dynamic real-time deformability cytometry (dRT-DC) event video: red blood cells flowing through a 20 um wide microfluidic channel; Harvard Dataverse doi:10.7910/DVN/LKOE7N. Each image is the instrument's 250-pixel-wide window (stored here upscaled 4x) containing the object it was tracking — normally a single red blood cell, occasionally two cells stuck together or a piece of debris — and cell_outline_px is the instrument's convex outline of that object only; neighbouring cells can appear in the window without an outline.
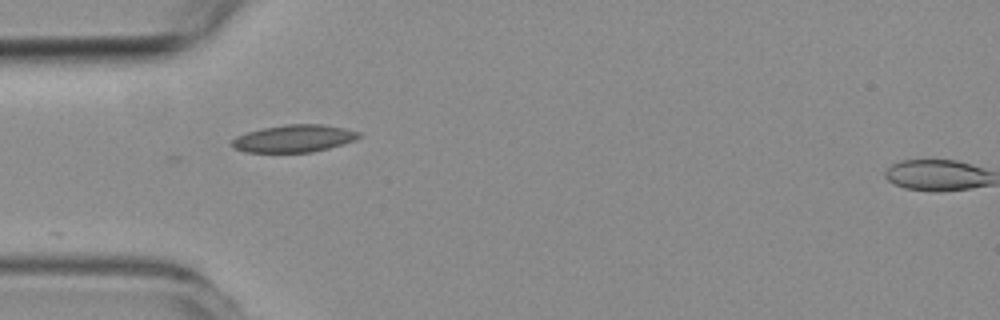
{"species": "common noctule bat (a hibernating species)", "species_latin": "Nyctalus noctula", "temperature_condition": "room temperature", "stored_images_in_passage": 11, "camera_frame_rate_fps": 3000, "um_per_image_px": 0.085, "animal": {"sex": "female", "body_mass_g": 19.3, "forearm_length_mm": 54.1}, "frame": {"image": 1, "passage_image": 1, "time_ms": 0.0, "image_size_px": [1000, 320], "cell_outline_px": [[360, 136], [356, 140], [328, 148], [312, 152], [244, 152], [232, 148], [232, 140], [236, 136], [248, 132], [264, 128], [288, 124], [320, 124], [344, 128], [360, 132]], "centroid_in_image_um": [24.98, 11.78], "position_along_channel_um": 60.0, "area_um2": 20.11}}
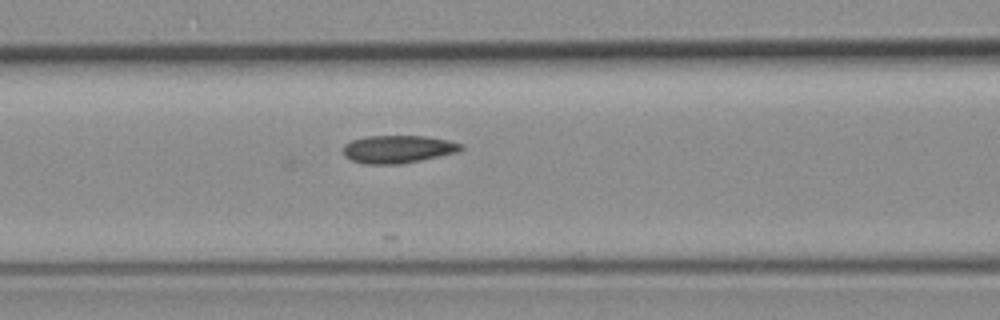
{"frame": {"image": 2, "passage_image": 7, "time_ms": 2.0, "image_size_px": [1000, 320], "cell_outline_px": [[464, 148], [460, 152], [400, 164], [364, 164], [352, 160], [344, 156], [344, 144], [352, 140], [368, 136], [424, 136], [448, 140], [460, 144]], "centroid_in_image_um": [33.83, 12.68], "position_along_channel_um": 132.8, "area_um2": 19.02}}
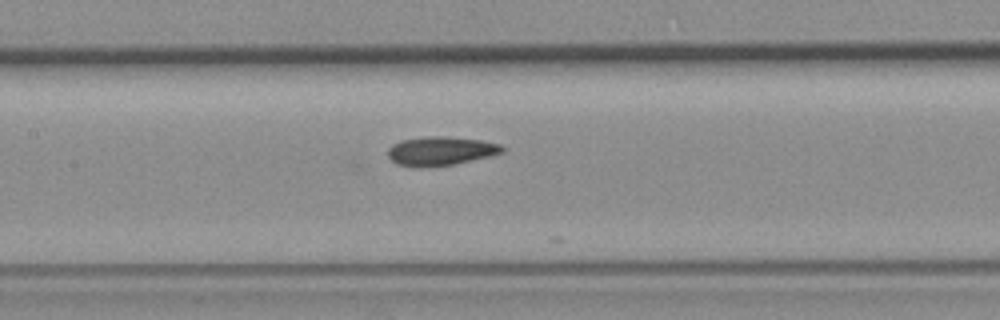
{"frame": {"image": 3, "passage_image": 10, "time_ms": 3.0, "image_size_px": [1000, 320], "cell_outline_px": [[504, 152], [492, 156], [452, 164], [420, 168], [396, 164], [388, 156], [388, 148], [392, 144], [400, 140], [428, 136], [448, 136], [480, 140], [500, 144], [504, 148]], "centroid_in_image_um": [37.44, 12.83], "position_along_channel_um": 170.0, "area_um2": 19.36}}